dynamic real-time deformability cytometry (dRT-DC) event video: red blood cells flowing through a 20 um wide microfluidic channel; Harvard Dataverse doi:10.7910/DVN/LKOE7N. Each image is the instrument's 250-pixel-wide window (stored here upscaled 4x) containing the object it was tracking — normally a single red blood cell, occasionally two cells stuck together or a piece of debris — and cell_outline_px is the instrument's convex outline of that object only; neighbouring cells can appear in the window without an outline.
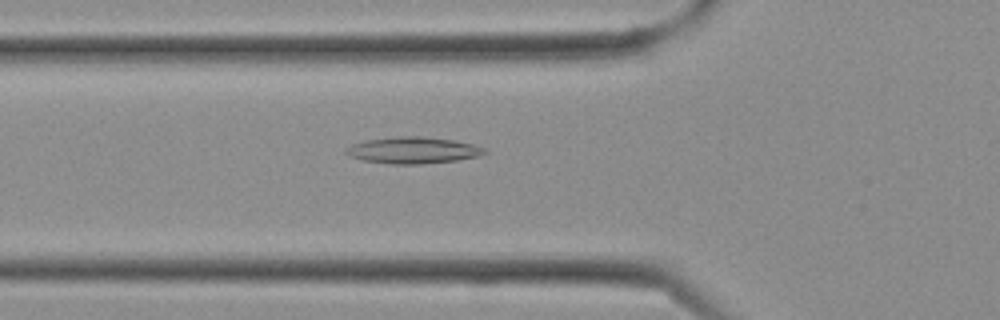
{"species": "Egyptian fruit bat (a non-hibernating species)", "species_latin": "Rousettus aegyptiacus", "temperature_condition": "cold", "stored_images_in_passage": 7, "camera_frame_rate_fps": 3000, "um_per_image_px": 0.085, "frame": {"image": 1, "passage_image": 3, "time_ms": 0.667, "image_size_px": [1000, 320], "cell_outline_px": [[488, 152], [480, 156], [456, 160], [424, 164], [388, 164], [364, 160], [348, 156], [344, 152], [344, 148], [352, 144], [364, 140], [400, 136], [424, 136], [452, 140], [472, 144], [488, 148]], "centroid_in_image_um": [35.1, 12.77], "position_along_channel_um": 90.7, "area_um2": 21.68}}
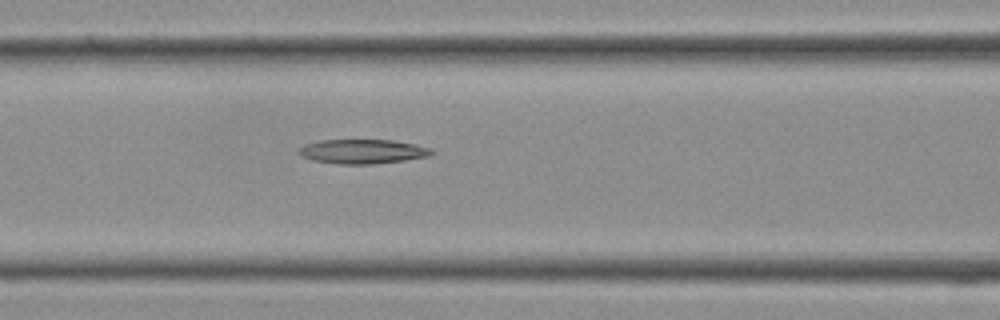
{"frame": {"image": 2, "passage_image": 5, "time_ms": 1.333, "image_size_px": [1000, 320], "cell_outline_px": [[436, 152], [428, 156], [404, 160], [372, 164], [336, 164], [312, 160], [300, 156], [296, 152], [304, 144], [320, 140], [392, 140], [416, 144], [432, 148]], "centroid_in_image_um": [30.8, 12.87], "position_along_channel_um": 135.8, "area_um2": 19.02}}
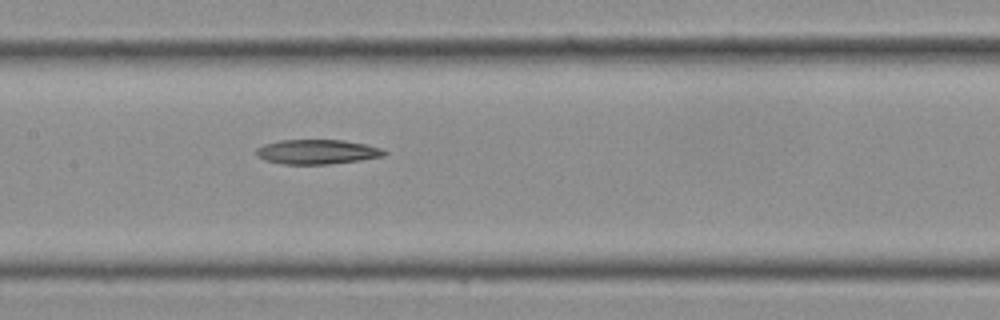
{"frame": {"image": 3, "passage_image": 7, "time_ms": 2.0, "image_size_px": [1000, 320], "cell_outline_px": [[388, 152], [384, 156], [360, 160], [328, 164], [284, 164], [264, 160], [256, 156], [256, 148], [264, 144], [280, 140], [344, 140], [364, 144], [380, 148]], "centroid_in_image_um": [26.93, 12.9], "position_along_channel_um": 180.5, "area_um2": 18.32}}